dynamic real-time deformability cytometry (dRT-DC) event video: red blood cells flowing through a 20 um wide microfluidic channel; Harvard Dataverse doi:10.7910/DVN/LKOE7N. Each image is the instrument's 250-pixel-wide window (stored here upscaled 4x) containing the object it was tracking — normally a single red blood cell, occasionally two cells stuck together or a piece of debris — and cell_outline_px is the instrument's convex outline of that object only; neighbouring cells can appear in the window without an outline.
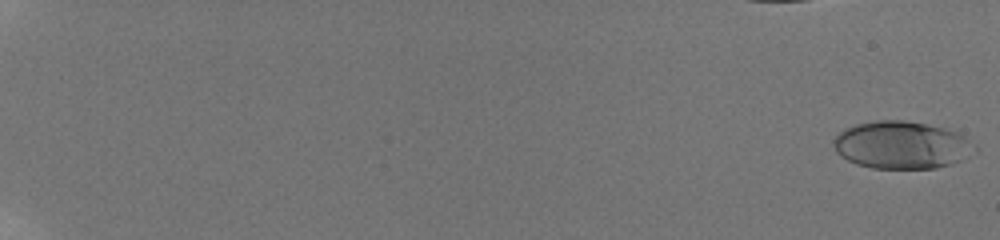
{"species": "human", "species_latin": "Homo sapiens", "temperature_condition": "room temperature", "stored_images_in_passage": 56, "camera_frame_rate_fps": 3000, "um_per_image_px": 0.085, "donor": {"sex": "male"}, "frame": {"image": 1, "passage_image": 1, "time_ms": 0.0, "image_size_px": [1000, 240], "cell_outline_px": [[980, 148], [976, 152], [960, 160], [936, 168], [872, 168], [856, 164], [840, 156], [836, 152], [832, 140], [844, 128], [856, 124], [876, 120], [904, 120], [944, 128], [956, 132], [964, 136]], "centroid_in_image_um": [76.63, 12.32], "position_along_channel_um": 8.4, "area_um2": 39.13}}
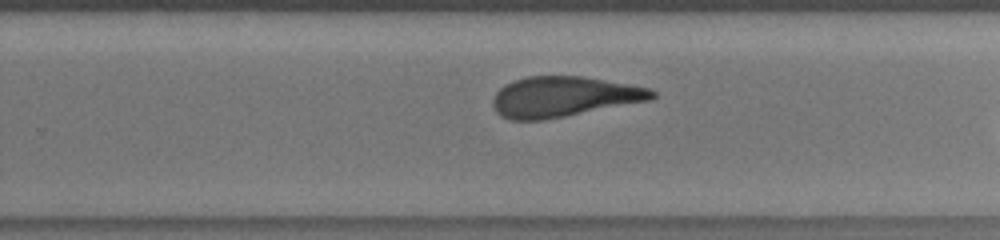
{"frame": {"image": 2, "passage_image": 43, "time_ms": 12.667, "image_size_px": [1000, 240], "cell_outline_px": [[656, 96], [652, 100], [544, 120], [508, 120], [500, 116], [496, 112], [492, 104], [492, 100], [496, 92], [504, 84], [512, 80], [528, 76], [584, 76], [628, 84], [648, 88], [656, 92]], "centroid_in_image_um": [47.88, 8.22], "position_along_channel_um": 281.9, "area_um2": 37.69}}
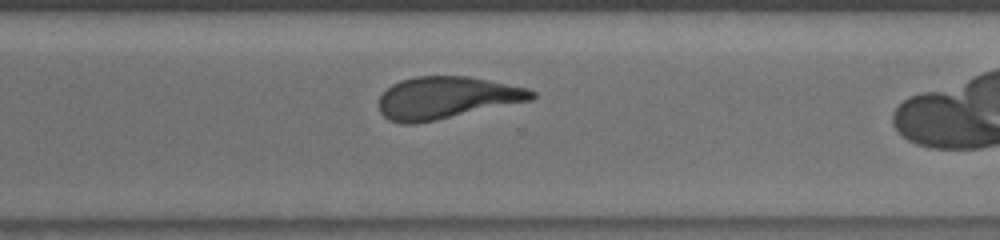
{"frame": {"image": 3, "passage_image": 49, "time_ms": 14.0, "image_size_px": [1000, 240], "cell_outline_px": [[536, 96], [532, 100], [436, 120], [416, 124], [404, 124], [388, 120], [380, 112], [380, 96], [392, 84], [400, 80], [416, 76], [468, 76], [528, 88], [536, 92]], "centroid_in_image_um": [37.95, 8.31], "position_along_channel_um": 332.6, "area_um2": 37.45}}